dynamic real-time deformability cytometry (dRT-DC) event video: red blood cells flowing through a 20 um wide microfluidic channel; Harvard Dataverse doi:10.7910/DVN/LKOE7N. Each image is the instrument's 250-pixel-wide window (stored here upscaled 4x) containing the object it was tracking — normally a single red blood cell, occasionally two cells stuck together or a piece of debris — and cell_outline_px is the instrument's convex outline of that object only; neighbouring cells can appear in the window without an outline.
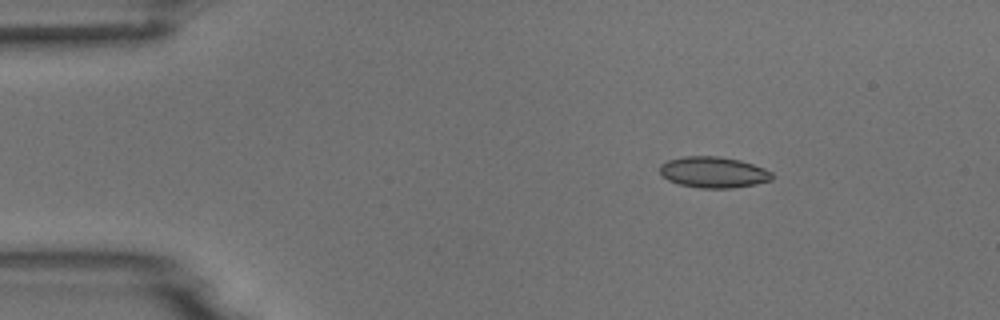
{"species": "common noctule bat (a hibernating species)", "species_latin": "Nyctalus noctula", "temperature_condition": "room temperature", "stored_images_in_passage": 4, "camera_frame_rate_fps": 3000, "um_per_image_px": 0.085, "animal": {"sex": "male", "body_mass_g": 18.8}, "frame": {"image": 1, "passage_image": 2, "time_ms": 1.333, "image_size_px": [1000, 320], "cell_outline_px": [[772, 180], [756, 184], [732, 188], [700, 188], [680, 184], [668, 180], [660, 176], [660, 164], [668, 160], [684, 156], [720, 156], [740, 160], [764, 168], [772, 172]], "centroid_in_image_um": [60.63, 14.64], "position_along_channel_um": 24.4, "area_um2": 20.4}}